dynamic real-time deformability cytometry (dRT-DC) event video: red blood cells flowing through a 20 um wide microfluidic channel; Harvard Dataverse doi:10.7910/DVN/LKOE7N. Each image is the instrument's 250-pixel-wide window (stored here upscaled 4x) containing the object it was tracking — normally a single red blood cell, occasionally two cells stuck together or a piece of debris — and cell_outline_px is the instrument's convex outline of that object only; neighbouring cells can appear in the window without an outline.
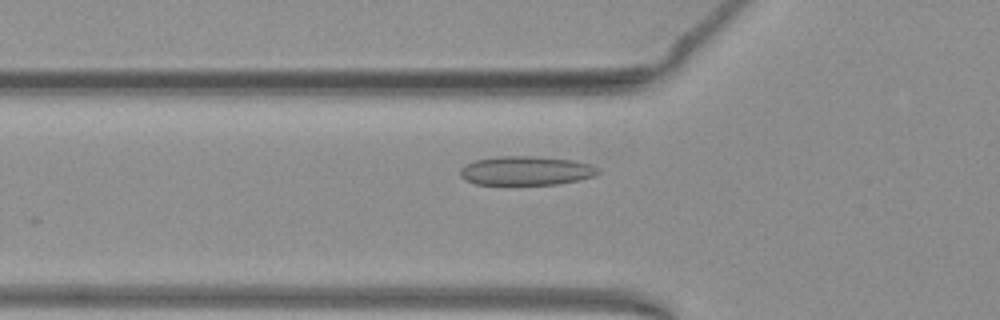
{"species": "common noctule bat (a hibernating species)", "species_latin": "Nyctalus noctula", "temperature_condition": "warm", "stored_images_in_passage": 48, "camera_frame_rate_fps": 3000, "um_per_image_px": 0.085, "animal": {"sex": "female", "body_mass_g": 19.3, "forearm_length_mm": 54.1}, "frame": {"image": 1, "passage_image": 14, "time_ms": 4.333, "image_size_px": [1000, 320], "cell_outline_px": [[600, 172], [596, 176], [580, 180], [556, 184], [476, 184], [464, 180], [460, 176], [460, 168], [476, 160], [500, 156], [536, 156], [572, 160], [592, 164], [600, 168]], "centroid_in_image_um": [44.77, 14.51], "position_along_channel_um": 81.0, "area_um2": 23.41}}
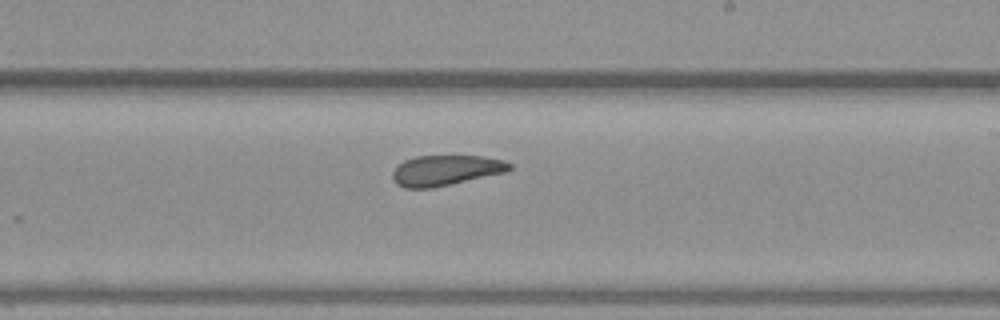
{"frame": {"image": 2, "passage_image": 27, "time_ms": 8.667, "image_size_px": [1000, 320], "cell_outline_px": [[512, 168], [508, 172], [432, 188], [404, 188], [396, 184], [392, 176], [392, 172], [404, 160], [416, 156], [484, 156], [504, 160], [512, 164]], "centroid_in_image_um": [37.92, 14.48], "position_along_channel_um": 251.1, "area_um2": 20.81}}
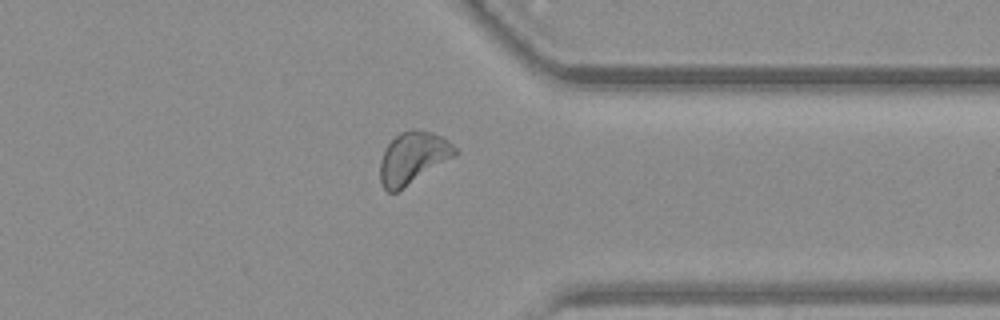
{"frame": {"image": 3, "passage_image": 37, "time_ms": 12.0, "image_size_px": [1000, 320], "cell_outline_px": [[456, 156], [396, 192], [388, 192], [384, 188], [380, 180], [380, 160], [384, 148], [400, 132], [412, 128], [432, 132], [444, 136], [456, 148]], "centroid_in_image_um": [35.1, 13.39], "position_along_channel_um": 376.3, "area_um2": 22.72}, "authors_computed_cell_mechanics": {"area_um2": 22.2241, "velocity_mm_per_s": 3.9161, "shape_relaxation_time_tau1_ms": 7.6145, "shape_relaxation_time_tau2_ms": 1.6263, "deformation_change_tau1": 0.1511, "deformation_change_tau2": 0.0702}}